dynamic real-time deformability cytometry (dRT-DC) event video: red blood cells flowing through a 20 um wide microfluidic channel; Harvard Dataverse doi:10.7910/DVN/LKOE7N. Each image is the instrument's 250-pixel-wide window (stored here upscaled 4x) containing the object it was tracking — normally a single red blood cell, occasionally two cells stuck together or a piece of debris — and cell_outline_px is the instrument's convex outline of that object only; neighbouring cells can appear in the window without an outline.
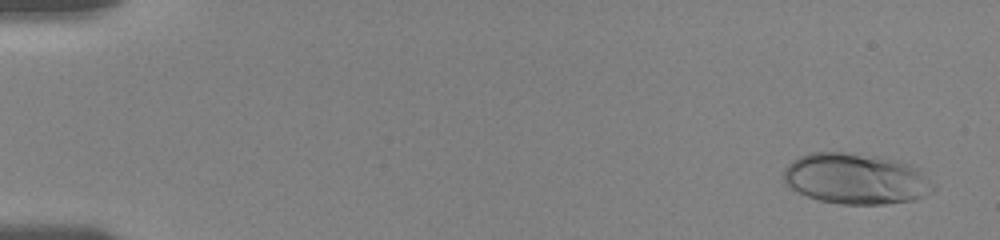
{"species": "human", "species_latin": "Homo sapiens", "temperature_condition": "room temperature", "stored_images_in_passage": 18, "camera_frame_rate_fps": 3000, "um_per_image_px": 0.085, "donor": {"sex": "female"}, "frame": {"image": 1, "passage_image": 3, "time_ms": 0.667, "image_size_px": [1000, 240], "cell_outline_px": [[936, 188], [932, 192], [916, 200], [884, 204], [840, 204], [820, 200], [808, 196], [784, 184], [784, 168], [792, 160], [800, 156], [812, 152], [844, 152], [880, 156], [900, 160], [916, 168], [936, 184]], "centroid_in_image_um": [72.78, 15.19], "position_along_channel_um": 12.2, "area_um2": 44.62}}
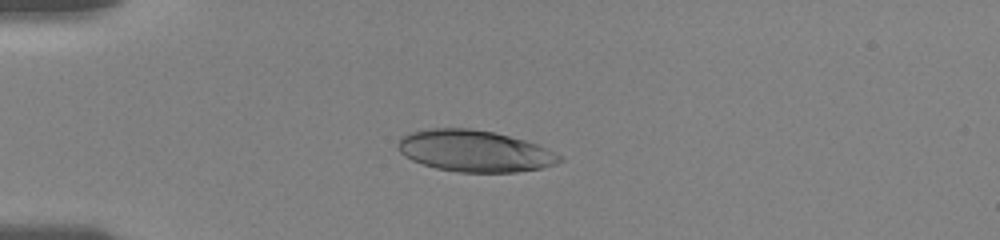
{"frame": {"image": 2, "passage_image": 13, "time_ms": 4.667, "image_size_px": [1000, 240], "cell_outline_px": [[564, 160], [556, 164], [544, 168], [516, 172], [456, 172], [436, 168], [412, 160], [404, 156], [400, 152], [396, 144], [400, 136], [412, 132], [432, 128], [468, 128], [492, 132], [524, 140], [536, 144], [564, 156]], "centroid_in_image_um": [40.35, 12.84], "position_along_channel_um": 44.7, "area_um2": 39.19}}
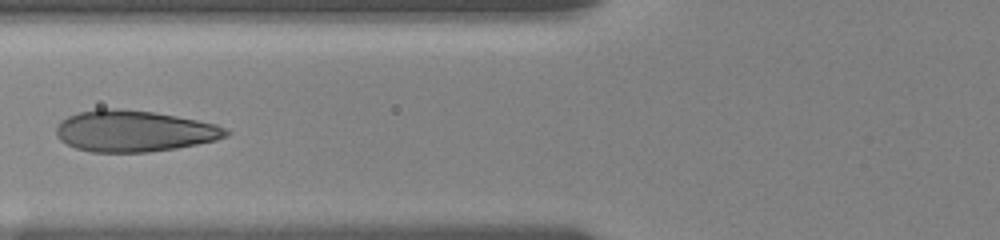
{"frame": {"image": 3, "passage_image": 17, "time_ms": 7.333, "image_size_px": [1000, 240], "cell_outline_px": [[232, 132], [228, 136], [216, 140], [176, 148], [148, 152], [92, 152], [76, 148], [60, 140], [56, 136], [56, 128], [68, 116], [80, 112], [96, 108], [120, 108], [156, 112], [216, 124], [228, 128]], "centroid_in_image_um": [11.43, 11.13], "position_along_channel_um": 114.4, "area_um2": 40.92}}